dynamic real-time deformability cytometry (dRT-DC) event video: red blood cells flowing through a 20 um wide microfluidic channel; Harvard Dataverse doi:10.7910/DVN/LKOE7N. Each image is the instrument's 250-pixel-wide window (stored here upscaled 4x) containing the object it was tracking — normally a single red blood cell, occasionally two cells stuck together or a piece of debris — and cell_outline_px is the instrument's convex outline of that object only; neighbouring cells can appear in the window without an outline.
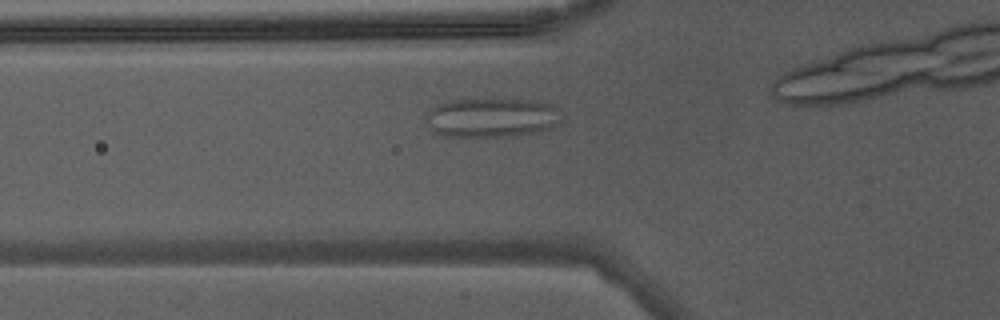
{"species": "Egyptian fruit bat (a non-hibernating species)", "species_latin": "Rousettus aegyptiacus", "temperature_condition": "warm", "stored_images_in_passage": 31, "camera_frame_rate_fps": 3000, "um_per_image_px": 0.085, "animal": {"sex": "male"}, "frame": {"image": 1, "passage_image": 10, "time_ms": 3.0, "image_size_px": [1000, 320], "cell_outline_px": [[560, 124], [552, 128], [520, 136], [444, 136], [436, 132], [428, 124], [428, 116], [432, 108], [436, 104], [452, 100], [532, 100], [552, 104], [556, 108], [560, 120]], "centroid_in_image_um": [41.85, 10.01], "position_along_channel_um": 84.0, "area_um2": 30.63}}
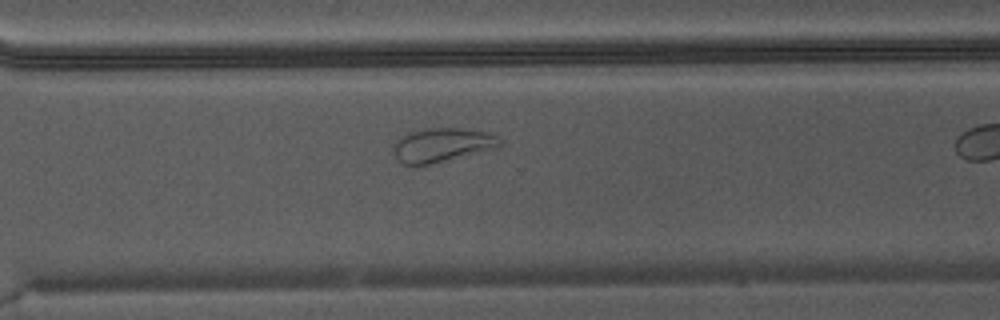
{"frame": {"image": 2, "passage_image": 27, "time_ms": 8.667, "image_size_px": [1000, 320], "cell_outline_px": [[500, 148], [428, 164], [404, 164], [392, 152], [396, 144], [408, 132], [424, 128], [460, 128], [484, 132], [496, 136], [500, 144]], "centroid_in_image_um": [37.6, 12.31], "position_along_channel_um": 333.0, "area_um2": 20.52}}